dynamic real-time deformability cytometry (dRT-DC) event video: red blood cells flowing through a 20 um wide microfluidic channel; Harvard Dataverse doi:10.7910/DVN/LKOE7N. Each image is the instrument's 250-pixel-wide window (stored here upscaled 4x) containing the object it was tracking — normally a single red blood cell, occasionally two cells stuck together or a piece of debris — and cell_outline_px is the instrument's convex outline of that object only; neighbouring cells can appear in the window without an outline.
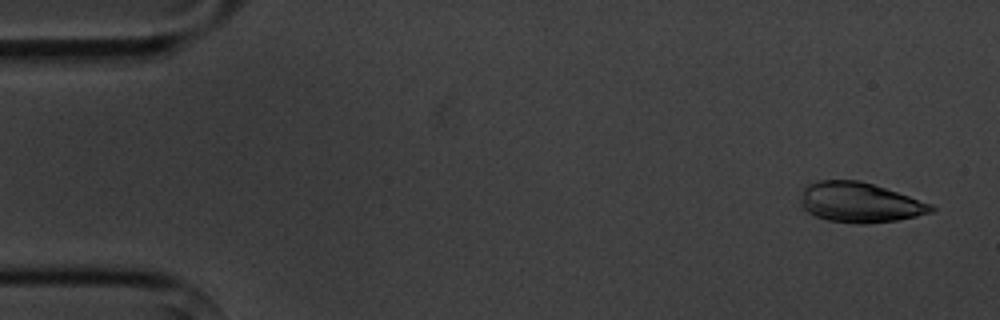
{"species": "common noctule bat (a hibernating species)", "species_latin": "Nyctalus noctula", "temperature_condition": "cold", "stored_images_in_passage": 5, "camera_frame_rate_fps": 3000, "um_per_image_px": 0.085, "animal": {"sex": "male", "body_mass_g": 20.1, "forearm_length_mm": 53.5}, "frame": {"image": 1, "passage_image": 5, "time_ms": 4.667, "image_size_px": [1000, 320], "cell_outline_px": [[936, 208], [932, 212], [916, 216], [896, 220], [868, 224], [856, 224], [828, 220], [816, 216], [808, 212], [800, 204], [800, 200], [804, 188], [808, 184], [816, 180], [860, 180], [932, 204]], "centroid_in_image_um": [73.05, 17.21], "position_along_channel_um": 11.9, "area_um2": 30.29}}